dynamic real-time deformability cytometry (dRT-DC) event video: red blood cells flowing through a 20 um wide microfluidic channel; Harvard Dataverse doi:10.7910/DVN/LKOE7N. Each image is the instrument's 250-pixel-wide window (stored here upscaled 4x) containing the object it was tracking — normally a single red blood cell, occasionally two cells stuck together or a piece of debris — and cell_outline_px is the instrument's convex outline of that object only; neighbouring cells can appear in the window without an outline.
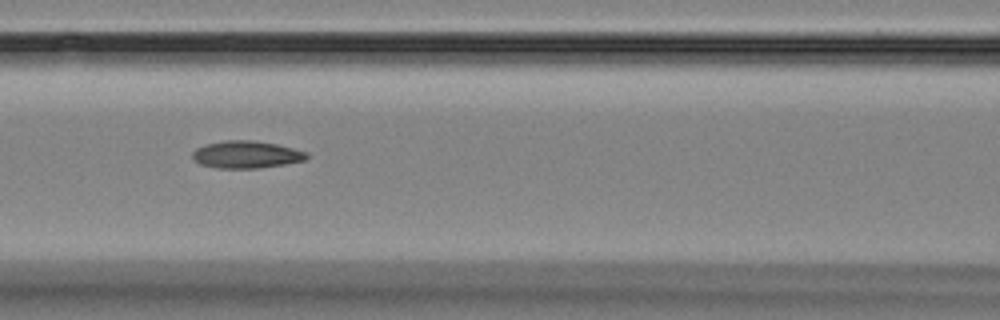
{"species": "Egyptian fruit bat (a non-hibernating species)", "species_latin": "Rousettus aegyptiacus", "temperature_condition": "room temperature", "stored_images_in_passage": 15, "camera_frame_rate_fps": 3000, "um_per_image_px": 0.085, "animal": {"sex": "female"}, "frame": {"image": 1, "passage_image": 6, "time_ms": 6.0, "image_size_px": [1000, 320], "cell_outline_px": [[308, 156], [304, 160], [284, 164], [256, 168], [216, 168], [200, 164], [192, 160], [192, 152], [196, 148], [204, 144], [224, 140], [252, 140], [276, 144], [308, 152]], "centroid_in_image_um": [20.88, 13.13], "position_along_channel_um": 145.7, "area_um2": 18.21}}
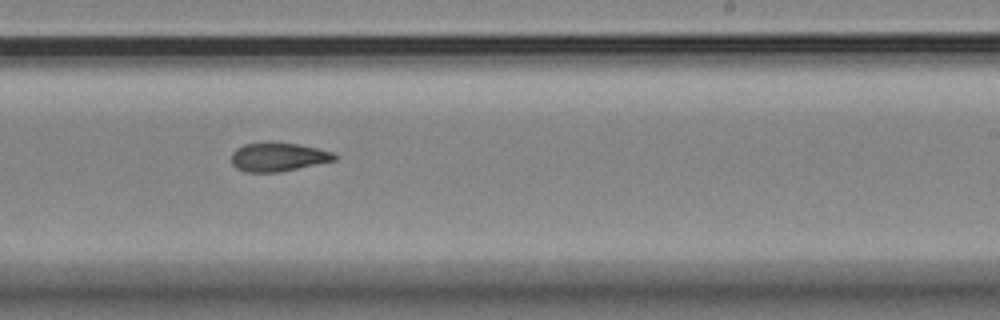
{"frame": {"image": 2, "passage_image": 9, "time_ms": 9.333, "image_size_px": [1000, 320], "cell_outline_px": [[336, 160], [280, 172], [244, 172], [236, 168], [232, 164], [232, 152], [236, 148], [244, 144], [268, 140], [272, 140], [296, 144], [316, 148], [332, 152], [336, 156]], "centroid_in_image_um": [23.59, 13.32], "position_along_channel_um": 265.4, "area_um2": 17.57}}
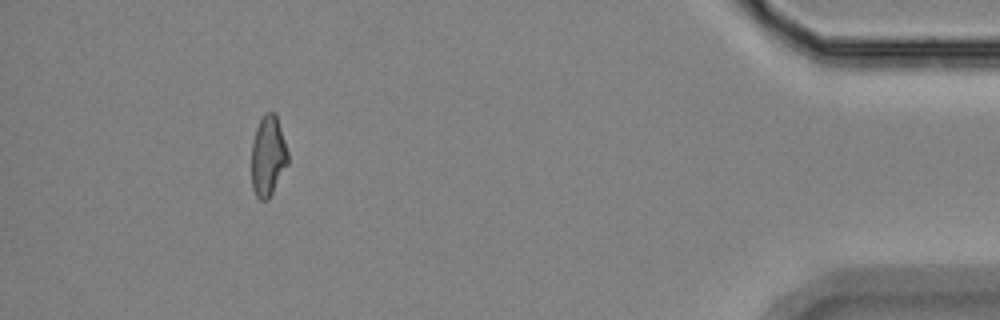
{"frame": {"image": 3, "passage_image": 14, "time_ms": 15.0, "image_size_px": [1000, 320], "cell_outline_px": [[288, 164], [268, 200], [260, 200], [256, 196], [252, 188], [252, 144], [256, 128], [264, 112], [276, 112], [288, 152]], "centroid_in_image_um": [22.79, 13.25], "position_along_channel_um": 412.4, "area_um2": 17.11}, "authors_computed_cell_mechanics": {"area_um2": 17.7446, "velocity_mm_per_s": 3.5992, "shape_relaxation_time_tau1_ms": 3.3152, "shape_relaxation_time_tau2_ms": 2.0976, "deformation_change_tau1": 0.1121, "deformation_change_tau2": 0.0952}}